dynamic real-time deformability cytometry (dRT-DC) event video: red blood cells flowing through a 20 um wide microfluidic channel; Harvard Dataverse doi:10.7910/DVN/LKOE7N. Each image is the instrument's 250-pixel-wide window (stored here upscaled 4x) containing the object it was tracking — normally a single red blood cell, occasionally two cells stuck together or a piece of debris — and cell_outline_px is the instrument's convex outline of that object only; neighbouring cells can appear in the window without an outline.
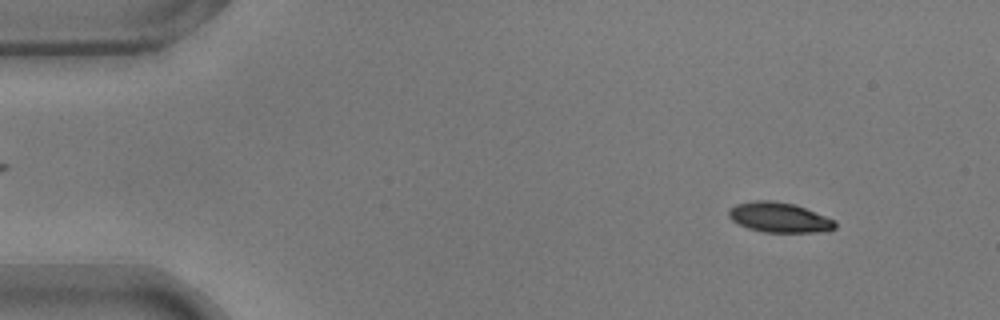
{"species": "common noctule bat (a hibernating species)", "species_latin": "Nyctalus noctula", "temperature_condition": "warm", "stored_images_in_passage": 53, "camera_frame_rate_fps": 3000, "um_per_image_px": 0.085, "animal": {"sex": "male", "body_mass_g": 17.9}, "frame": {"image": 1, "passage_image": 5, "time_ms": 1.333, "image_size_px": [1000, 320], "cell_outline_px": [[836, 228], [828, 232], [764, 232], [748, 228], [732, 220], [728, 216], [728, 212], [736, 204], [756, 200], [772, 200], [792, 204], [804, 208], [836, 220]], "centroid_in_image_um": [66.27, 18.49], "position_along_channel_um": 18.7, "area_um2": 18.5}}
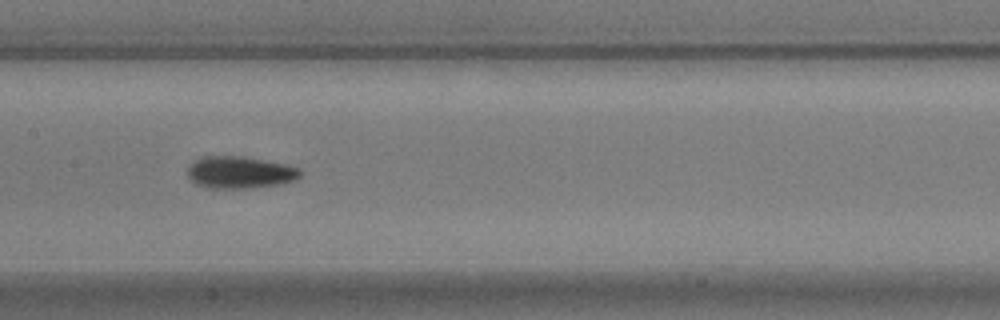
{"frame": {"image": 2, "passage_image": 26, "time_ms": 8.333, "image_size_px": [1000, 320], "cell_outline_px": [[300, 176], [296, 180], [284, 184], [252, 188], [212, 188], [196, 184], [188, 176], [188, 168], [200, 156], [244, 156], [284, 164], [296, 168], [300, 172]], "centroid_in_image_um": [20.4, 14.66], "position_along_channel_um": 187.0, "area_um2": 20.98}}
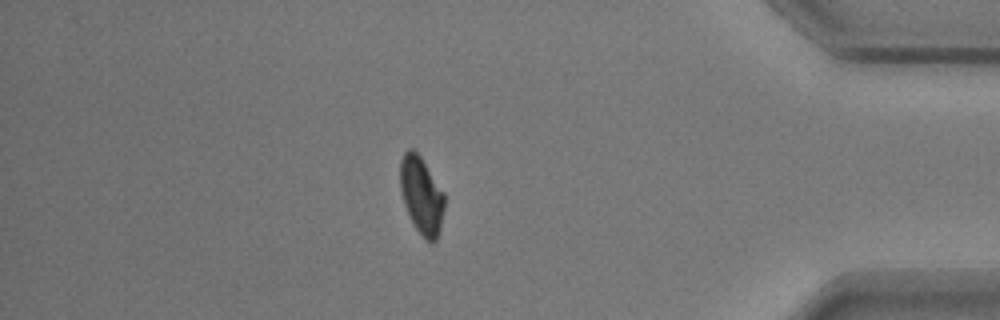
{"frame": {"image": 3, "passage_image": 46, "time_ms": 15.0, "image_size_px": [1000, 320], "cell_outline_px": [[444, 208], [440, 228], [436, 240], [428, 240], [416, 228], [404, 204], [400, 188], [400, 160], [404, 152], [408, 148], [412, 148], [420, 156], [444, 192]], "centroid_in_image_um": [35.81, 16.54], "position_along_channel_um": 399.4, "area_um2": 19.54}, "authors_computed_cell_mechanics": {"area_um2": 20.2878, "velocity_mm_per_s": 3.727, "shape_relaxation_time_tau1_ms": 3.821, "shape_relaxation_time_tau2_ms": 2.9145, "deformation_change_tau1": 0.1431, "deformation_change_tau2": 0.0676}}